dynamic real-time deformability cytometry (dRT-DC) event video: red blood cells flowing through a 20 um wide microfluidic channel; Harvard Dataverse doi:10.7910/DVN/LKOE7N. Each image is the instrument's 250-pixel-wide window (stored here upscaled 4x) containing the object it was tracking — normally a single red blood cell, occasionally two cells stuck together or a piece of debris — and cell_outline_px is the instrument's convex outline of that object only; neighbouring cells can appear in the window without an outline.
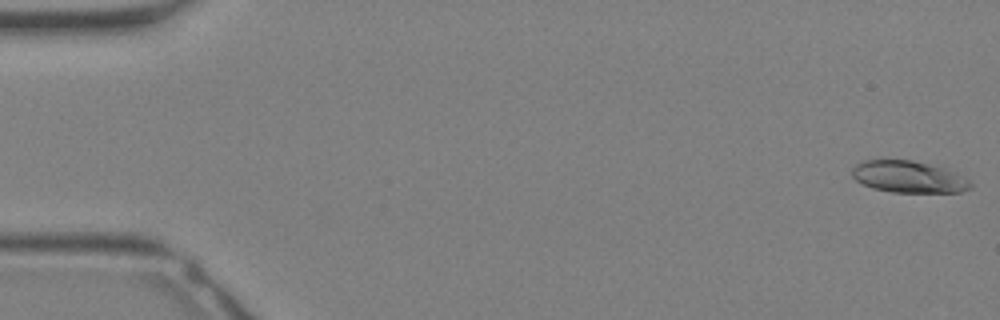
{"species": "Egyptian fruit bat (a non-hibernating species)", "species_latin": "Rousettus aegyptiacus", "temperature_condition": "warm", "stored_images_in_passage": 34, "camera_frame_rate_fps": 3000, "um_per_image_px": 0.085, "animal": {"sex": "female"}, "frame": {"image": 1, "passage_image": 1, "time_ms": 0.0, "image_size_px": [1000, 320], "cell_outline_px": [[972, 188], [960, 192], [892, 192], [872, 188], [856, 180], [852, 176], [852, 168], [856, 164], [864, 160], [912, 160], [944, 168], [956, 172], [968, 180], [972, 184]], "centroid_in_image_um": [77.23, 15.03], "position_along_channel_um": 7.8, "area_um2": 21.85}}